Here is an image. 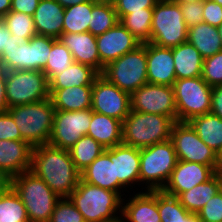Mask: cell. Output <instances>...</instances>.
<instances>
[{
    "label": "cell",
    "instance_id": "cell-1",
    "mask_svg": "<svg viewBox=\"0 0 222 222\" xmlns=\"http://www.w3.org/2000/svg\"><path fill=\"white\" fill-rule=\"evenodd\" d=\"M31 171L60 198H68L81 179L69 150L49 144L33 147Z\"/></svg>",
    "mask_w": 222,
    "mask_h": 222
},
{
    "label": "cell",
    "instance_id": "cell-2",
    "mask_svg": "<svg viewBox=\"0 0 222 222\" xmlns=\"http://www.w3.org/2000/svg\"><path fill=\"white\" fill-rule=\"evenodd\" d=\"M68 198L86 222H106L122 216L123 198L117 192L86 183L81 179Z\"/></svg>",
    "mask_w": 222,
    "mask_h": 222
},
{
    "label": "cell",
    "instance_id": "cell-3",
    "mask_svg": "<svg viewBox=\"0 0 222 222\" xmlns=\"http://www.w3.org/2000/svg\"><path fill=\"white\" fill-rule=\"evenodd\" d=\"M175 123L168 116L131 110L122 121V143L142 149L168 141Z\"/></svg>",
    "mask_w": 222,
    "mask_h": 222
},
{
    "label": "cell",
    "instance_id": "cell-4",
    "mask_svg": "<svg viewBox=\"0 0 222 222\" xmlns=\"http://www.w3.org/2000/svg\"><path fill=\"white\" fill-rule=\"evenodd\" d=\"M11 187L21 198L29 222H49L61 199L31 170L11 178Z\"/></svg>",
    "mask_w": 222,
    "mask_h": 222
},
{
    "label": "cell",
    "instance_id": "cell-5",
    "mask_svg": "<svg viewBox=\"0 0 222 222\" xmlns=\"http://www.w3.org/2000/svg\"><path fill=\"white\" fill-rule=\"evenodd\" d=\"M22 138L32 147L49 143L55 108L50 98L7 109Z\"/></svg>",
    "mask_w": 222,
    "mask_h": 222
},
{
    "label": "cell",
    "instance_id": "cell-6",
    "mask_svg": "<svg viewBox=\"0 0 222 222\" xmlns=\"http://www.w3.org/2000/svg\"><path fill=\"white\" fill-rule=\"evenodd\" d=\"M178 162L171 140L140 149V185L144 191L162 190Z\"/></svg>",
    "mask_w": 222,
    "mask_h": 222
},
{
    "label": "cell",
    "instance_id": "cell-7",
    "mask_svg": "<svg viewBox=\"0 0 222 222\" xmlns=\"http://www.w3.org/2000/svg\"><path fill=\"white\" fill-rule=\"evenodd\" d=\"M187 35L180 4L159 0L153 8L150 43L172 48L186 42Z\"/></svg>",
    "mask_w": 222,
    "mask_h": 222
},
{
    "label": "cell",
    "instance_id": "cell-8",
    "mask_svg": "<svg viewBox=\"0 0 222 222\" xmlns=\"http://www.w3.org/2000/svg\"><path fill=\"white\" fill-rule=\"evenodd\" d=\"M101 75L129 94L148 83L146 43L107 64Z\"/></svg>",
    "mask_w": 222,
    "mask_h": 222
},
{
    "label": "cell",
    "instance_id": "cell-9",
    "mask_svg": "<svg viewBox=\"0 0 222 222\" xmlns=\"http://www.w3.org/2000/svg\"><path fill=\"white\" fill-rule=\"evenodd\" d=\"M6 103L8 109L50 98L49 82L43 71H6Z\"/></svg>",
    "mask_w": 222,
    "mask_h": 222
},
{
    "label": "cell",
    "instance_id": "cell-10",
    "mask_svg": "<svg viewBox=\"0 0 222 222\" xmlns=\"http://www.w3.org/2000/svg\"><path fill=\"white\" fill-rule=\"evenodd\" d=\"M173 90L177 122H188L193 117L210 113L212 87L201 76L176 79Z\"/></svg>",
    "mask_w": 222,
    "mask_h": 222
},
{
    "label": "cell",
    "instance_id": "cell-11",
    "mask_svg": "<svg viewBox=\"0 0 222 222\" xmlns=\"http://www.w3.org/2000/svg\"><path fill=\"white\" fill-rule=\"evenodd\" d=\"M170 140L178 160L219 167L218 154L199 138L188 122H176Z\"/></svg>",
    "mask_w": 222,
    "mask_h": 222
},
{
    "label": "cell",
    "instance_id": "cell-12",
    "mask_svg": "<svg viewBox=\"0 0 222 222\" xmlns=\"http://www.w3.org/2000/svg\"><path fill=\"white\" fill-rule=\"evenodd\" d=\"M92 109L78 111L55 110L49 145L69 150L78 139L87 135Z\"/></svg>",
    "mask_w": 222,
    "mask_h": 222
},
{
    "label": "cell",
    "instance_id": "cell-13",
    "mask_svg": "<svg viewBox=\"0 0 222 222\" xmlns=\"http://www.w3.org/2000/svg\"><path fill=\"white\" fill-rule=\"evenodd\" d=\"M131 110L158 114L177 122V108L173 86L146 83L130 94Z\"/></svg>",
    "mask_w": 222,
    "mask_h": 222
},
{
    "label": "cell",
    "instance_id": "cell-14",
    "mask_svg": "<svg viewBox=\"0 0 222 222\" xmlns=\"http://www.w3.org/2000/svg\"><path fill=\"white\" fill-rule=\"evenodd\" d=\"M93 112L123 121L131 111L130 94L99 74L92 86Z\"/></svg>",
    "mask_w": 222,
    "mask_h": 222
},
{
    "label": "cell",
    "instance_id": "cell-15",
    "mask_svg": "<svg viewBox=\"0 0 222 222\" xmlns=\"http://www.w3.org/2000/svg\"><path fill=\"white\" fill-rule=\"evenodd\" d=\"M96 42L101 61V73L107 64L141 45L120 21L113 28L96 36Z\"/></svg>",
    "mask_w": 222,
    "mask_h": 222
},
{
    "label": "cell",
    "instance_id": "cell-16",
    "mask_svg": "<svg viewBox=\"0 0 222 222\" xmlns=\"http://www.w3.org/2000/svg\"><path fill=\"white\" fill-rule=\"evenodd\" d=\"M218 171L219 167L178 160L170 179L162 190L177 197L180 193L188 191L198 184L207 182Z\"/></svg>",
    "mask_w": 222,
    "mask_h": 222
},
{
    "label": "cell",
    "instance_id": "cell-17",
    "mask_svg": "<svg viewBox=\"0 0 222 222\" xmlns=\"http://www.w3.org/2000/svg\"><path fill=\"white\" fill-rule=\"evenodd\" d=\"M80 175L81 180L86 183L112 190L121 197L125 195L121 194V190L123 193L126 187L116 177L115 146L105 149Z\"/></svg>",
    "mask_w": 222,
    "mask_h": 222
},
{
    "label": "cell",
    "instance_id": "cell-18",
    "mask_svg": "<svg viewBox=\"0 0 222 222\" xmlns=\"http://www.w3.org/2000/svg\"><path fill=\"white\" fill-rule=\"evenodd\" d=\"M146 58L148 83L173 86L176 73L172 48L146 43Z\"/></svg>",
    "mask_w": 222,
    "mask_h": 222
},
{
    "label": "cell",
    "instance_id": "cell-19",
    "mask_svg": "<svg viewBox=\"0 0 222 222\" xmlns=\"http://www.w3.org/2000/svg\"><path fill=\"white\" fill-rule=\"evenodd\" d=\"M32 151L25 140H0V170L10 178L31 170Z\"/></svg>",
    "mask_w": 222,
    "mask_h": 222
},
{
    "label": "cell",
    "instance_id": "cell-20",
    "mask_svg": "<svg viewBox=\"0 0 222 222\" xmlns=\"http://www.w3.org/2000/svg\"><path fill=\"white\" fill-rule=\"evenodd\" d=\"M129 197V200H122L121 217L125 219L124 222H161L158 212V190L140 191Z\"/></svg>",
    "mask_w": 222,
    "mask_h": 222
},
{
    "label": "cell",
    "instance_id": "cell-21",
    "mask_svg": "<svg viewBox=\"0 0 222 222\" xmlns=\"http://www.w3.org/2000/svg\"><path fill=\"white\" fill-rule=\"evenodd\" d=\"M58 39L70 50L74 62L91 66L101 74L96 36L90 32L62 33Z\"/></svg>",
    "mask_w": 222,
    "mask_h": 222
},
{
    "label": "cell",
    "instance_id": "cell-22",
    "mask_svg": "<svg viewBox=\"0 0 222 222\" xmlns=\"http://www.w3.org/2000/svg\"><path fill=\"white\" fill-rule=\"evenodd\" d=\"M64 9L56 0H39L33 15L36 35L58 39L62 35Z\"/></svg>",
    "mask_w": 222,
    "mask_h": 222
},
{
    "label": "cell",
    "instance_id": "cell-23",
    "mask_svg": "<svg viewBox=\"0 0 222 222\" xmlns=\"http://www.w3.org/2000/svg\"><path fill=\"white\" fill-rule=\"evenodd\" d=\"M115 170L125 187L140 185V149L123 143L116 145Z\"/></svg>",
    "mask_w": 222,
    "mask_h": 222
},
{
    "label": "cell",
    "instance_id": "cell-24",
    "mask_svg": "<svg viewBox=\"0 0 222 222\" xmlns=\"http://www.w3.org/2000/svg\"><path fill=\"white\" fill-rule=\"evenodd\" d=\"M49 94L55 110L78 111L92 106V86L49 89Z\"/></svg>",
    "mask_w": 222,
    "mask_h": 222
},
{
    "label": "cell",
    "instance_id": "cell-25",
    "mask_svg": "<svg viewBox=\"0 0 222 222\" xmlns=\"http://www.w3.org/2000/svg\"><path fill=\"white\" fill-rule=\"evenodd\" d=\"M87 136L93 137L106 149L122 143V121L92 112Z\"/></svg>",
    "mask_w": 222,
    "mask_h": 222
},
{
    "label": "cell",
    "instance_id": "cell-26",
    "mask_svg": "<svg viewBox=\"0 0 222 222\" xmlns=\"http://www.w3.org/2000/svg\"><path fill=\"white\" fill-rule=\"evenodd\" d=\"M176 79L201 76L204 58L188 41L172 47Z\"/></svg>",
    "mask_w": 222,
    "mask_h": 222
},
{
    "label": "cell",
    "instance_id": "cell-27",
    "mask_svg": "<svg viewBox=\"0 0 222 222\" xmlns=\"http://www.w3.org/2000/svg\"><path fill=\"white\" fill-rule=\"evenodd\" d=\"M187 41L200 52L204 59L222 50V42L217 27L205 22L188 28Z\"/></svg>",
    "mask_w": 222,
    "mask_h": 222
},
{
    "label": "cell",
    "instance_id": "cell-28",
    "mask_svg": "<svg viewBox=\"0 0 222 222\" xmlns=\"http://www.w3.org/2000/svg\"><path fill=\"white\" fill-rule=\"evenodd\" d=\"M99 73L91 66L73 62L66 70L49 81V89H64L72 86H93Z\"/></svg>",
    "mask_w": 222,
    "mask_h": 222
},
{
    "label": "cell",
    "instance_id": "cell-29",
    "mask_svg": "<svg viewBox=\"0 0 222 222\" xmlns=\"http://www.w3.org/2000/svg\"><path fill=\"white\" fill-rule=\"evenodd\" d=\"M0 68L5 71L31 70L30 40L10 35V45L0 56Z\"/></svg>",
    "mask_w": 222,
    "mask_h": 222
},
{
    "label": "cell",
    "instance_id": "cell-30",
    "mask_svg": "<svg viewBox=\"0 0 222 222\" xmlns=\"http://www.w3.org/2000/svg\"><path fill=\"white\" fill-rule=\"evenodd\" d=\"M188 123L199 138L217 154L222 149V119L212 113L193 117Z\"/></svg>",
    "mask_w": 222,
    "mask_h": 222
},
{
    "label": "cell",
    "instance_id": "cell-31",
    "mask_svg": "<svg viewBox=\"0 0 222 222\" xmlns=\"http://www.w3.org/2000/svg\"><path fill=\"white\" fill-rule=\"evenodd\" d=\"M218 192L219 171L207 182L180 193L177 198L187 211L197 213Z\"/></svg>",
    "mask_w": 222,
    "mask_h": 222
},
{
    "label": "cell",
    "instance_id": "cell-32",
    "mask_svg": "<svg viewBox=\"0 0 222 222\" xmlns=\"http://www.w3.org/2000/svg\"><path fill=\"white\" fill-rule=\"evenodd\" d=\"M105 149L106 148L93 137L84 135L69 149V153L75 167L81 173L101 155Z\"/></svg>",
    "mask_w": 222,
    "mask_h": 222
},
{
    "label": "cell",
    "instance_id": "cell-33",
    "mask_svg": "<svg viewBox=\"0 0 222 222\" xmlns=\"http://www.w3.org/2000/svg\"><path fill=\"white\" fill-rule=\"evenodd\" d=\"M92 12V0L64 9L62 33L88 32Z\"/></svg>",
    "mask_w": 222,
    "mask_h": 222
},
{
    "label": "cell",
    "instance_id": "cell-34",
    "mask_svg": "<svg viewBox=\"0 0 222 222\" xmlns=\"http://www.w3.org/2000/svg\"><path fill=\"white\" fill-rule=\"evenodd\" d=\"M119 22L113 3L92 0V12L88 32L94 36L103 34Z\"/></svg>",
    "mask_w": 222,
    "mask_h": 222
},
{
    "label": "cell",
    "instance_id": "cell-35",
    "mask_svg": "<svg viewBox=\"0 0 222 222\" xmlns=\"http://www.w3.org/2000/svg\"><path fill=\"white\" fill-rule=\"evenodd\" d=\"M152 18L153 8H145L126 14L120 22L141 44H145L150 42Z\"/></svg>",
    "mask_w": 222,
    "mask_h": 222
},
{
    "label": "cell",
    "instance_id": "cell-36",
    "mask_svg": "<svg viewBox=\"0 0 222 222\" xmlns=\"http://www.w3.org/2000/svg\"><path fill=\"white\" fill-rule=\"evenodd\" d=\"M0 222H29L26 208L11 186L0 194Z\"/></svg>",
    "mask_w": 222,
    "mask_h": 222
},
{
    "label": "cell",
    "instance_id": "cell-37",
    "mask_svg": "<svg viewBox=\"0 0 222 222\" xmlns=\"http://www.w3.org/2000/svg\"><path fill=\"white\" fill-rule=\"evenodd\" d=\"M73 62L70 50L59 39H56L52 44L47 64L42 71L49 82L55 75L66 70Z\"/></svg>",
    "mask_w": 222,
    "mask_h": 222
},
{
    "label": "cell",
    "instance_id": "cell-38",
    "mask_svg": "<svg viewBox=\"0 0 222 222\" xmlns=\"http://www.w3.org/2000/svg\"><path fill=\"white\" fill-rule=\"evenodd\" d=\"M158 212L161 222H180L191 212L187 211L176 196L158 190Z\"/></svg>",
    "mask_w": 222,
    "mask_h": 222
},
{
    "label": "cell",
    "instance_id": "cell-39",
    "mask_svg": "<svg viewBox=\"0 0 222 222\" xmlns=\"http://www.w3.org/2000/svg\"><path fill=\"white\" fill-rule=\"evenodd\" d=\"M7 29L16 39L26 38L29 40L36 35L33 16L9 11L3 18Z\"/></svg>",
    "mask_w": 222,
    "mask_h": 222
},
{
    "label": "cell",
    "instance_id": "cell-40",
    "mask_svg": "<svg viewBox=\"0 0 222 222\" xmlns=\"http://www.w3.org/2000/svg\"><path fill=\"white\" fill-rule=\"evenodd\" d=\"M30 40L31 70L42 71L48 61L55 38L35 35Z\"/></svg>",
    "mask_w": 222,
    "mask_h": 222
},
{
    "label": "cell",
    "instance_id": "cell-41",
    "mask_svg": "<svg viewBox=\"0 0 222 222\" xmlns=\"http://www.w3.org/2000/svg\"><path fill=\"white\" fill-rule=\"evenodd\" d=\"M201 77L211 87L222 85V50L204 59Z\"/></svg>",
    "mask_w": 222,
    "mask_h": 222
},
{
    "label": "cell",
    "instance_id": "cell-42",
    "mask_svg": "<svg viewBox=\"0 0 222 222\" xmlns=\"http://www.w3.org/2000/svg\"><path fill=\"white\" fill-rule=\"evenodd\" d=\"M49 222H86L69 198H61L51 215Z\"/></svg>",
    "mask_w": 222,
    "mask_h": 222
},
{
    "label": "cell",
    "instance_id": "cell-43",
    "mask_svg": "<svg viewBox=\"0 0 222 222\" xmlns=\"http://www.w3.org/2000/svg\"><path fill=\"white\" fill-rule=\"evenodd\" d=\"M197 215L203 222H222V194L213 196Z\"/></svg>",
    "mask_w": 222,
    "mask_h": 222
},
{
    "label": "cell",
    "instance_id": "cell-44",
    "mask_svg": "<svg viewBox=\"0 0 222 222\" xmlns=\"http://www.w3.org/2000/svg\"><path fill=\"white\" fill-rule=\"evenodd\" d=\"M159 0H116L113 4L119 21L132 12L143 11L145 8H154Z\"/></svg>",
    "mask_w": 222,
    "mask_h": 222
},
{
    "label": "cell",
    "instance_id": "cell-45",
    "mask_svg": "<svg viewBox=\"0 0 222 222\" xmlns=\"http://www.w3.org/2000/svg\"><path fill=\"white\" fill-rule=\"evenodd\" d=\"M180 9L188 28L204 22L203 1L199 0L185 4H180Z\"/></svg>",
    "mask_w": 222,
    "mask_h": 222
},
{
    "label": "cell",
    "instance_id": "cell-46",
    "mask_svg": "<svg viewBox=\"0 0 222 222\" xmlns=\"http://www.w3.org/2000/svg\"><path fill=\"white\" fill-rule=\"evenodd\" d=\"M0 140H24L14 119L7 111L0 113Z\"/></svg>",
    "mask_w": 222,
    "mask_h": 222
},
{
    "label": "cell",
    "instance_id": "cell-47",
    "mask_svg": "<svg viewBox=\"0 0 222 222\" xmlns=\"http://www.w3.org/2000/svg\"><path fill=\"white\" fill-rule=\"evenodd\" d=\"M203 19L205 23L219 27L222 24V6L214 1L203 2Z\"/></svg>",
    "mask_w": 222,
    "mask_h": 222
},
{
    "label": "cell",
    "instance_id": "cell-48",
    "mask_svg": "<svg viewBox=\"0 0 222 222\" xmlns=\"http://www.w3.org/2000/svg\"><path fill=\"white\" fill-rule=\"evenodd\" d=\"M38 3L39 0H11L10 11H15L33 16L38 6Z\"/></svg>",
    "mask_w": 222,
    "mask_h": 222
},
{
    "label": "cell",
    "instance_id": "cell-49",
    "mask_svg": "<svg viewBox=\"0 0 222 222\" xmlns=\"http://www.w3.org/2000/svg\"><path fill=\"white\" fill-rule=\"evenodd\" d=\"M210 113L222 119V85L212 87Z\"/></svg>",
    "mask_w": 222,
    "mask_h": 222
},
{
    "label": "cell",
    "instance_id": "cell-50",
    "mask_svg": "<svg viewBox=\"0 0 222 222\" xmlns=\"http://www.w3.org/2000/svg\"><path fill=\"white\" fill-rule=\"evenodd\" d=\"M5 84L6 71L0 68V113L6 112L8 109V105L6 103Z\"/></svg>",
    "mask_w": 222,
    "mask_h": 222
},
{
    "label": "cell",
    "instance_id": "cell-51",
    "mask_svg": "<svg viewBox=\"0 0 222 222\" xmlns=\"http://www.w3.org/2000/svg\"><path fill=\"white\" fill-rule=\"evenodd\" d=\"M10 35L5 22L0 18V56L4 49L10 45Z\"/></svg>",
    "mask_w": 222,
    "mask_h": 222
},
{
    "label": "cell",
    "instance_id": "cell-52",
    "mask_svg": "<svg viewBox=\"0 0 222 222\" xmlns=\"http://www.w3.org/2000/svg\"><path fill=\"white\" fill-rule=\"evenodd\" d=\"M11 186V178L0 170V194L5 192Z\"/></svg>",
    "mask_w": 222,
    "mask_h": 222
},
{
    "label": "cell",
    "instance_id": "cell-53",
    "mask_svg": "<svg viewBox=\"0 0 222 222\" xmlns=\"http://www.w3.org/2000/svg\"><path fill=\"white\" fill-rule=\"evenodd\" d=\"M11 10V0H0V18Z\"/></svg>",
    "mask_w": 222,
    "mask_h": 222
},
{
    "label": "cell",
    "instance_id": "cell-54",
    "mask_svg": "<svg viewBox=\"0 0 222 222\" xmlns=\"http://www.w3.org/2000/svg\"><path fill=\"white\" fill-rule=\"evenodd\" d=\"M61 6L64 8L76 5V4H81L90 0H56Z\"/></svg>",
    "mask_w": 222,
    "mask_h": 222
},
{
    "label": "cell",
    "instance_id": "cell-55",
    "mask_svg": "<svg viewBox=\"0 0 222 222\" xmlns=\"http://www.w3.org/2000/svg\"><path fill=\"white\" fill-rule=\"evenodd\" d=\"M180 222H203L197 213H190L186 218H182Z\"/></svg>",
    "mask_w": 222,
    "mask_h": 222
},
{
    "label": "cell",
    "instance_id": "cell-56",
    "mask_svg": "<svg viewBox=\"0 0 222 222\" xmlns=\"http://www.w3.org/2000/svg\"><path fill=\"white\" fill-rule=\"evenodd\" d=\"M218 163H219V171H222V149L218 153Z\"/></svg>",
    "mask_w": 222,
    "mask_h": 222
},
{
    "label": "cell",
    "instance_id": "cell-57",
    "mask_svg": "<svg viewBox=\"0 0 222 222\" xmlns=\"http://www.w3.org/2000/svg\"><path fill=\"white\" fill-rule=\"evenodd\" d=\"M172 1L177 3V4H185V3L199 1V0H172Z\"/></svg>",
    "mask_w": 222,
    "mask_h": 222
},
{
    "label": "cell",
    "instance_id": "cell-58",
    "mask_svg": "<svg viewBox=\"0 0 222 222\" xmlns=\"http://www.w3.org/2000/svg\"><path fill=\"white\" fill-rule=\"evenodd\" d=\"M219 192L222 194V171H219Z\"/></svg>",
    "mask_w": 222,
    "mask_h": 222
},
{
    "label": "cell",
    "instance_id": "cell-59",
    "mask_svg": "<svg viewBox=\"0 0 222 222\" xmlns=\"http://www.w3.org/2000/svg\"><path fill=\"white\" fill-rule=\"evenodd\" d=\"M106 222H124V219L120 216L112 221H106Z\"/></svg>",
    "mask_w": 222,
    "mask_h": 222
},
{
    "label": "cell",
    "instance_id": "cell-60",
    "mask_svg": "<svg viewBox=\"0 0 222 222\" xmlns=\"http://www.w3.org/2000/svg\"><path fill=\"white\" fill-rule=\"evenodd\" d=\"M97 2L114 3L116 0H95Z\"/></svg>",
    "mask_w": 222,
    "mask_h": 222
},
{
    "label": "cell",
    "instance_id": "cell-61",
    "mask_svg": "<svg viewBox=\"0 0 222 222\" xmlns=\"http://www.w3.org/2000/svg\"><path fill=\"white\" fill-rule=\"evenodd\" d=\"M217 29H218V33L220 35L221 42H222V24L219 27H217Z\"/></svg>",
    "mask_w": 222,
    "mask_h": 222
},
{
    "label": "cell",
    "instance_id": "cell-62",
    "mask_svg": "<svg viewBox=\"0 0 222 222\" xmlns=\"http://www.w3.org/2000/svg\"><path fill=\"white\" fill-rule=\"evenodd\" d=\"M216 3H219L222 6V0H213Z\"/></svg>",
    "mask_w": 222,
    "mask_h": 222
}]
</instances>
